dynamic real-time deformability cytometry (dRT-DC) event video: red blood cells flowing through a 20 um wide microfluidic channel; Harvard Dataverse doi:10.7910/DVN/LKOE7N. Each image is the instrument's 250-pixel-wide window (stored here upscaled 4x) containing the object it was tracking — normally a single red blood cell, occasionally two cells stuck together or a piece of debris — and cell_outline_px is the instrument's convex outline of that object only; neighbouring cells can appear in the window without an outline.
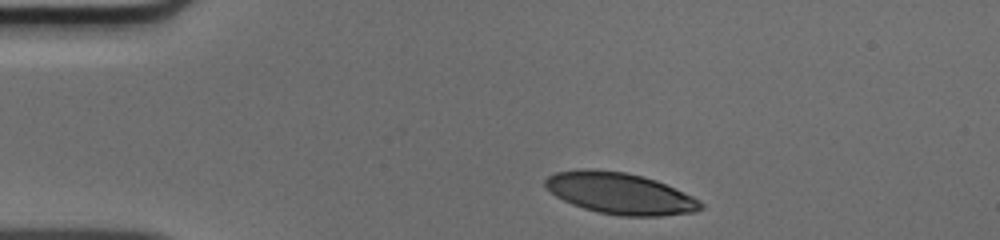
{"species": "human", "species_latin": "Homo sapiens", "temperature_condition": "cold", "stored_images_in_passage": 32, "camera_frame_rate_fps": 3000, "um_per_image_px": 0.085, "donor": {"sex": "male"}, "frame": {"image": 1, "passage_image": 1, "time_ms": 0.0, "image_size_px": [1000, 240], "cell_outline_px": [[704, 208], [696, 212], [660, 216], [620, 216], [596, 212], [572, 204], [556, 196], [544, 184], [544, 180], [548, 176], [556, 172], [580, 168], [588, 168], [624, 172], [644, 176], [656, 180], [692, 196], [700, 200], [704, 204]], "centroid_in_image_um": [52.71, 16.44], "position_along_channel_um": 32.3, "area_um2": 37.63}}
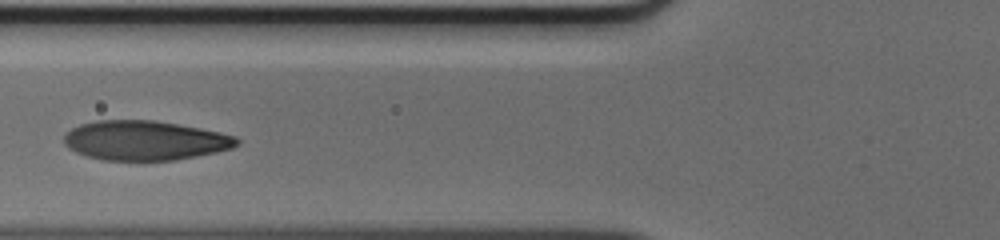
{"frame": {"image": 2, "passage_image": 11, "time_ms": 3.333, "image_size_px": [1000, 240], "cell_outline_px": [[240, 144], [232, 148], [216, 152], [176, 160], [104, 160], [88, 156], [76, 152], [68, 148], [64, 144], [64, 136], [72, 128], [80, 124], [96, 120], [156, 120], [200, 128], [220, 132], [236, 136], [240, 140]], "centroid_in_image_um": [12.34, 11.93], "position_along_channel_um": 113.5, "area_um2": 39.88}}
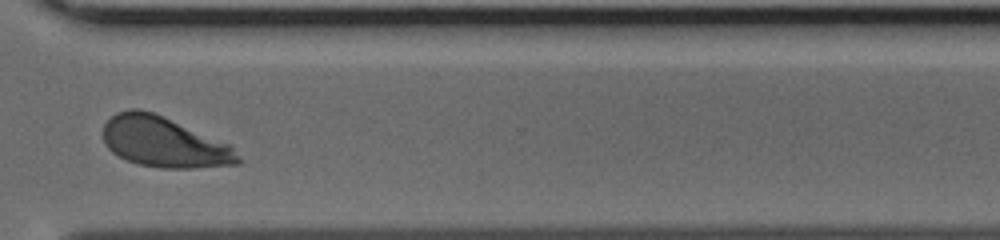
{"frame": {"image": 3, "passage_image": 29, "time_ms": 9.333, "image_size_px": [1000, 240], "cell_outline_px": [[240, 164], [192, 168], [160, 168], [140, 164], [128, 160], [112, 152], [104, 144], [104, 124], [116, 112], [132, 108], [140, 108], [164, 116], [232, 144], [240, 160]], "centroid_in_image_um": [13.97, 12.07], "position_along_channel_um": 356.6, "area_um2": 39.77}}